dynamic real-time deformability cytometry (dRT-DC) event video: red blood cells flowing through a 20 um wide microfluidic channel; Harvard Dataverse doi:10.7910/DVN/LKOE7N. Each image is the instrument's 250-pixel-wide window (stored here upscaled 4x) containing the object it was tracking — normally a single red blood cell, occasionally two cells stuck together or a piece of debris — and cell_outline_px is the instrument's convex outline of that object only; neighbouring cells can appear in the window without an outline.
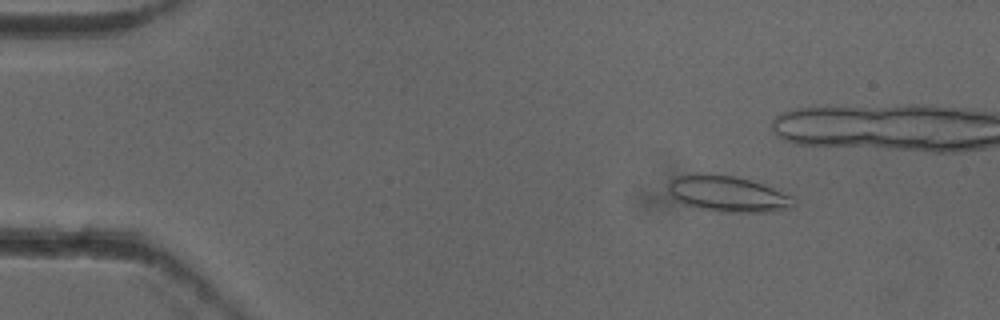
{"species": "common noctule bat (a hibernating species)", "species_latin": "Nyctalus noctula", "temperature_condition": "cold", "stored_images_in_passage": 43, "camera_frame_rate_fps": 3000, "um_per_image_px": 0.085, "animal": {"sex": "female"}, "frame": {"image": 1, "passage_image": 8, "time_ms": 2.333, "image_size_px": [1000, 320], "cell_outline_px": [[796, 204], [792, 208], [772, 212], [720, 212], [684, 204], [676, 200], [668, 192], [668, 180], [676, 176], [732, 176], [748, 180], [772, 188], [792, 196], [796, 200]], "centroid_in_image_um": [61.9, 16.53], "position_along_channel_um": 23.1, "area_um2": 25.61}}
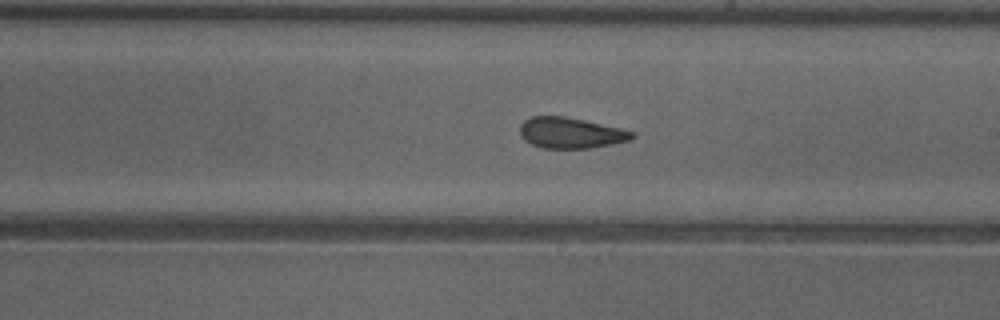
{"frame": {"image": 2, "passage_image": 31, "time_ms": 10.0, "image_size_px": [1000, 320], "cell_outline_px": [[636, 136], [628, 140], [592, 148], [544, 148], [532, 144], [524, 140], [520, 136], [520, 124], [524, 120], [532, 116], [564, 116], [584, 120], [620, 128], [636, 132]], "centroid_in_image_um": [48.49, 11.29], "position_along_channel_um": 240.5, "area_um2": 20.11}}
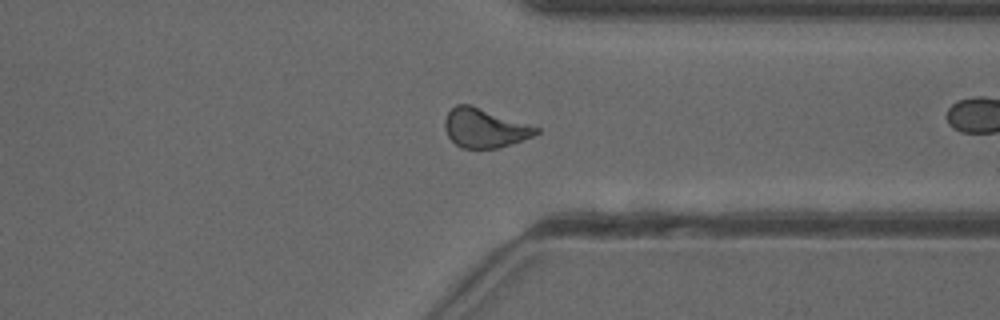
{"frame": {"image": 3, "passage_image": 41, "time_ms": 13.333, "image_size_px": [1000, 320], "cell_outline_px": [[540, 132], [532, 136], [512, 144], [500, 148], [460, 148], [448, 136], [444, 128], [444, 120], [448, 112], [456, 104], [472, 104], [540, 128]], "centroid_in_image_um": [41.18, 10.87], "position_along_channel_um": 370.2, "area_um2": 20.92}}